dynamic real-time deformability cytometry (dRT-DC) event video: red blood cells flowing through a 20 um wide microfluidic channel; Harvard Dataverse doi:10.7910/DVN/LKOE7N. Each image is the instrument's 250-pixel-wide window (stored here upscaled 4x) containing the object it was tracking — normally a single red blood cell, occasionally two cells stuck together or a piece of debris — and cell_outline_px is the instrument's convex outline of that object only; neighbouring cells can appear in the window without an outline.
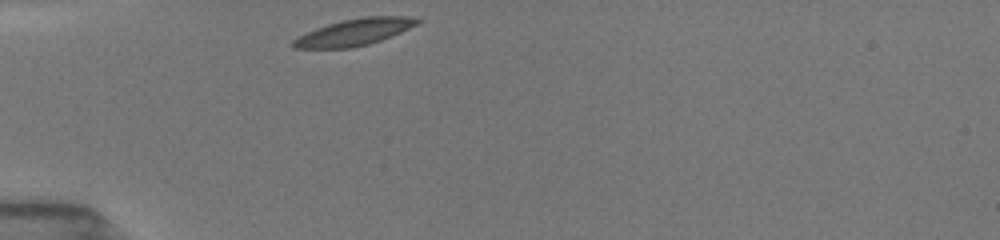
{"species": "common noctule bat (a hibernating species)", "species_latin": "Nyctalus noctula", "temperature_condition": "room temperature", "stored_images_in_passage": 14, "camera_frame_rate_fps": 3000, "um_per_image_px": 0.085, "animal": {"sex": "female", "body_mass_g": 19.5, "forearm_length_mm": 54.1}, "frame": {"image": 1, "passage_image": 1, "time_ms": 0.0, "image_size_px": [1000, 240], "cell_outline_px": [[424, 20], [400, 32], [380, 40], [368, 44], [352, 48], [292, 48], [288, 44], [292, 40], [316, 28], [328, 24], [344, 20], [364, 16], [408, 16]], "centroid_in_image_um": [30.09, 2.73], "position_along_channel_um": 54.9, "area_um2": 19.13}}
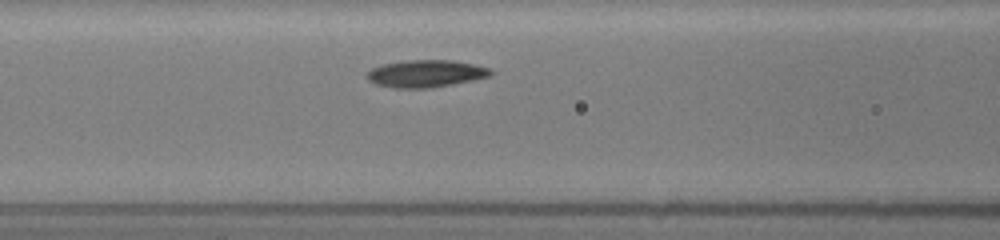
{"frame": {"image": 2, "passage_image": 9, "time_ms": 2.333, "image_size_px": [1000, 240], "cell_outline_px": [[492, 76], [432, 88], [392, 88], [376, 84], [368, 80], [364, 76], [372, 68], [384, 64], [404, 60], [452, 60], [492, 68]], "centroid_in_image_um": [36.18, 6.26], "position_along_channel_um": 130.4, "area_um2": 19.77}}
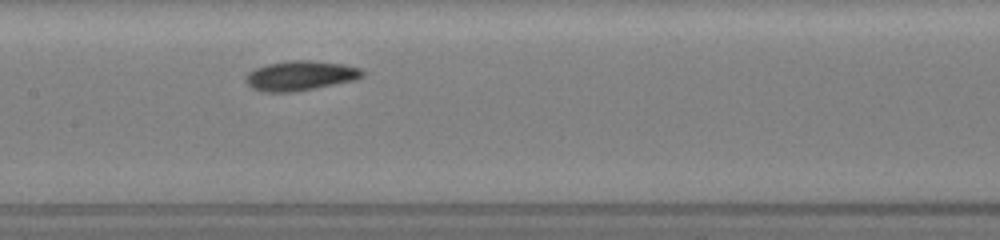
{"frame": {"image": 3, "passage_image": 13, "time_ms": 3.667, "image_size_px": [1000, 240], "cell_outline_px": [[368, 72], [364, 76], [356, 80], [316, 88], [292, 92], [264, 92], [252, 88], [244, 80], [244, 76], [248, 72], [256, 68], [268, 64], [288, 60], [312, 60], [344, 64], [360, 68]], "centroid_in_image_um": [25.56, 6.43], "position_along_channel_um": 181.8, "area_um2": 20.52}}